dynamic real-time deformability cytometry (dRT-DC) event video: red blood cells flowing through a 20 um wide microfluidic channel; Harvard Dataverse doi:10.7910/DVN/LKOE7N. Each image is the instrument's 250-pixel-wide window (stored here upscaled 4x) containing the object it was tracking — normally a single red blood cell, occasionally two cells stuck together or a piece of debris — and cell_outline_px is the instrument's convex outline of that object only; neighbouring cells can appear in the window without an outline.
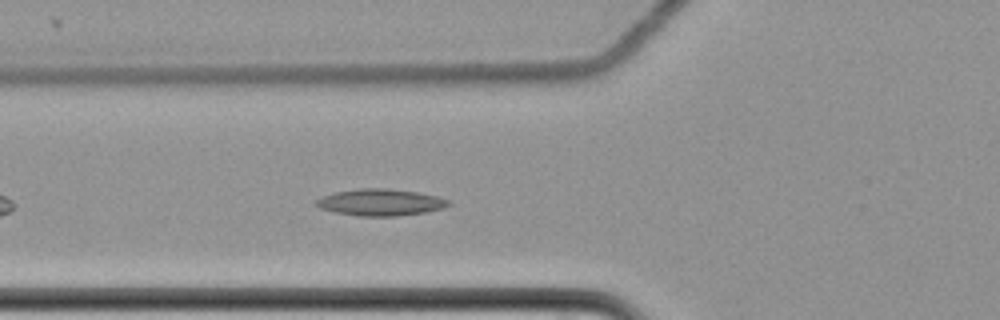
{"species": "common noctule bat (a hibernating species)", "species_latin": "Nyctalus noctula", "temperature_condition": "cold", "stored_images_in_passage": 45, "camera_frame_rate_fps": 3000, "um_per_image_px": 0.085, "animal": {"sex": "female", "body_mass_g": 22.7, "forearm_length_mm": 54.2}, "frame": {"image": 1, "passage_image": 8, "time_ms": 2.333, "image_size_px": [1000, 320], "cell_outline_px": [[452, 204], [444, 208], [424, 212], [396, 216], [356, 216], [336, 212], [320, 208], [312, 204], [316, 200], [324, 196], [336, 192], [360, 188], [388, 188], [416, 192], [436, 196], [452, 200]], "centroid_in_image_um": [32.36, 17.2], "position_along_channel_um": 93.4, "area_um2": 20.63}}
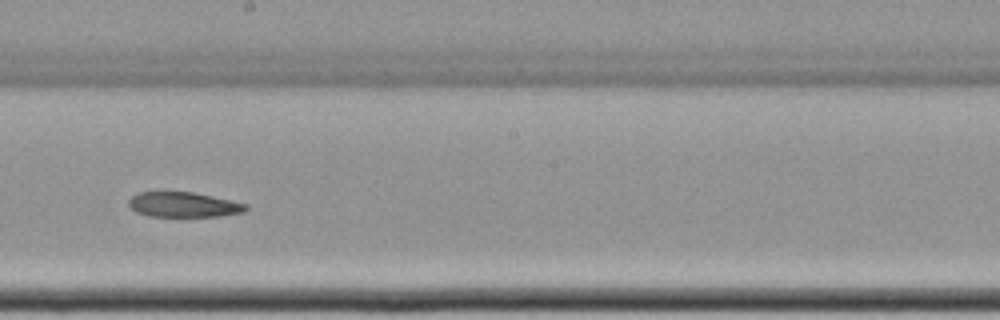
{"frame": {"image": 2, "passage_image": 20, "time_ms": 6.333, "image_size_px": [1000, 320], "cell_outline_px": [[248, 208], [244, 212], [220, 216], [148, 216], [136, 212], [128, 204], [128, 200], [132, 196], [140, 192], [164, 188], [192, 192], [212, 196], [248, 204]], "centroid_in_image_um": [15.54, 17.35], "position_along_channel_um": 232.7, "area_um2": 17.74}}
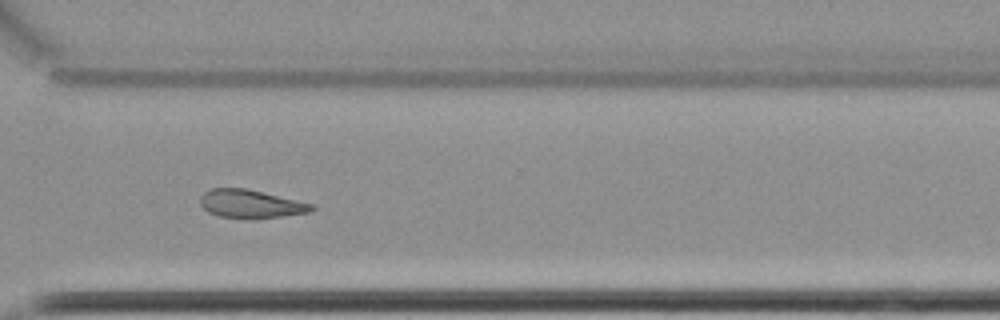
{"frame": {"image": 3, "passage_image": 30, "time_ms": 9.667, "image_size_px": [1000, 320], "cell_outline_px": [[316, 208], [308, 212], [284, 216], [248, 220], [244, 220], [220, 216], [208, 212], [200, 204], [200, 196], [208, 188], [244, 188], [316, 204]], "centroid_in_image_um": [21.31, 17.35], "position_along_channel_um": 349.3, "area_um2": 18.73}, "authors_computed_cell_mechanics": {"area_um2": 18.9006, "velocity_mm_per_s": 3.4816, "shape_relaxation_time_tau1_ms": null, "shape_relaxation_time_tau2_ms": 4.1256, "deformation_change_tau1": null, "deformation_change_tau2": 0.1268}}